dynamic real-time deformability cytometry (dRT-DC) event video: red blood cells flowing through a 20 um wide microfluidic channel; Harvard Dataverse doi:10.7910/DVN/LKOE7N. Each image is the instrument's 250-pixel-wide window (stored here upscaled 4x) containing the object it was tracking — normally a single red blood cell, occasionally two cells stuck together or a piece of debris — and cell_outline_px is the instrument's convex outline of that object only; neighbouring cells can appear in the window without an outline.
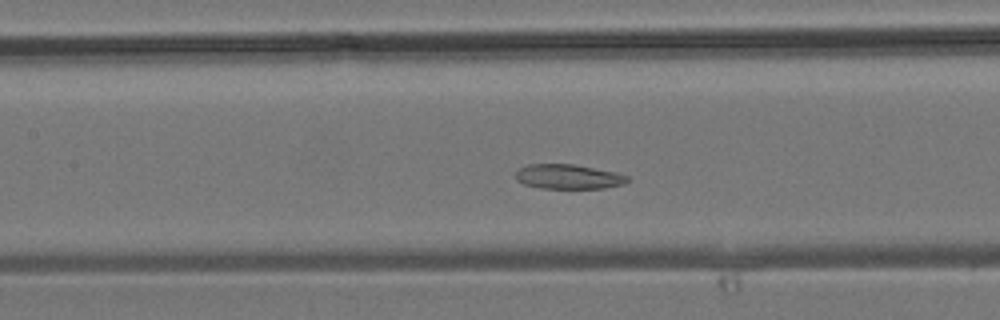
{"species": "common noctule bat (a hibernating species)", "species_latin": "Nyctalus noctula", "temperature_condition": "room temperature", "stored_images_in_passage": 28, "camera_frame_rate_fps": 3000, "um_per_image_px": 0.085, "animal": {"sex": "male", "body_mass_g": 19.2, "forearm_length_mm": 51.8}, "frame": {"image": 1, "passage_image": 13, "time_ms": 4.0, "image_size_px": [1000, 320], "cell_outline_px": [[628, 180], [624, 184], [604, 188], [540, 188], [524, 184], [516, 180], [516, 172], [520, 168], [528, 164], [572, 164], [616, 172], [628, 176]], "centroid_in_image_um": [48.3, 15.02], "position_along_channel_um": 159.1, "area_um2": 15.95}}
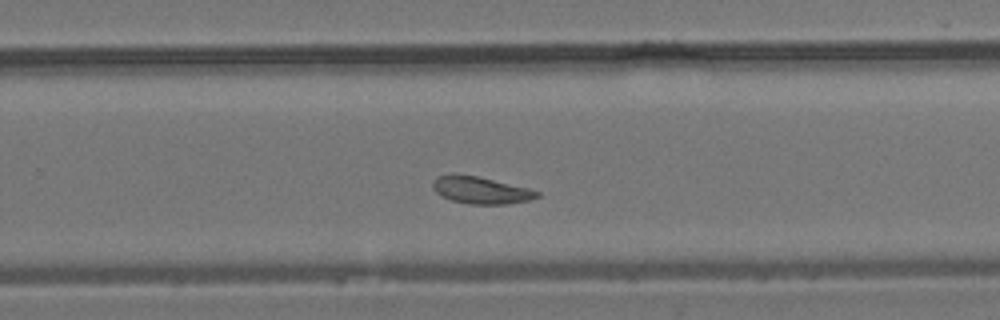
{"frame": {"image": 2, "passage_image": 21, "time_ms": 6.667, "image_size_px": [1000, 320], "cell_outline_px": [[540, 196], [532, 200], [508, 204], [468, 204], [452, 200], [440, 196], [432, 188], [432, 180], [436, 176], [452, 172], [456, 172], [476, 176], [528, 188], [540, 192]], "centroid_in_image_um": [40.81, 16.15], "position_along_channel_um": 289.0, "area_um2": 16.82}}
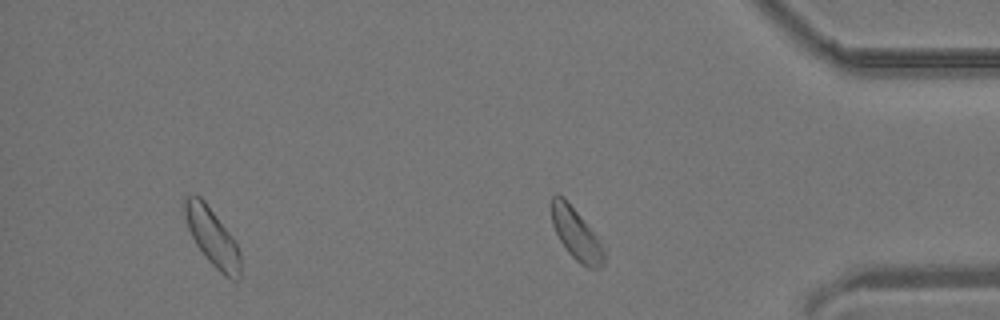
{"frame": {"image": 3, "passage_image": 28, "time_ms": 9.0, "image_size_px": [1000, 320], "cell_outline_px": [[604, 264], [600, 268], [588, 268], [580, 264], [564, 248], [552, 224], [552, 196], [564, 196], [580, 216], [592, 232], [600, 244], [604, 252]], "centroid_in_image_um": [48.96, 19.93], "position_along_channel_um": 386.2, "area_um2": 15.2}}